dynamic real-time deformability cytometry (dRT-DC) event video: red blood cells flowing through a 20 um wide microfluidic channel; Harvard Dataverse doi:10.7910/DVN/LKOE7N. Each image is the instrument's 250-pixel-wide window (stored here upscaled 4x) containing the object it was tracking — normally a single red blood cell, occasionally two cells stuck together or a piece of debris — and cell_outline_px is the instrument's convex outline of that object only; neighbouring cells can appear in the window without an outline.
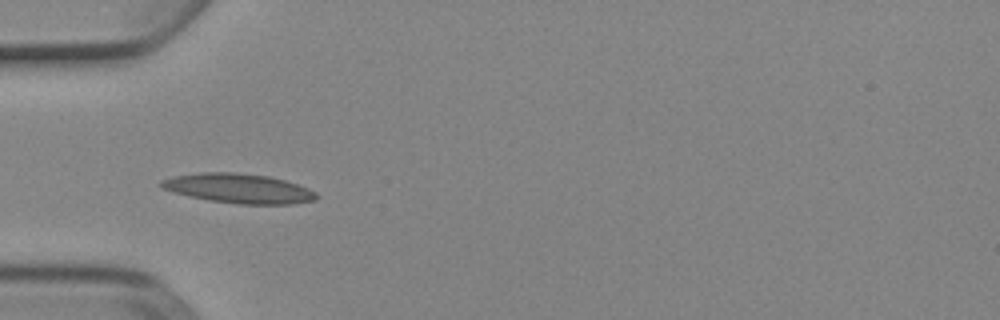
{"species": "Egyptian fruit bat (a non-hibernating species)", "species_latin": "Rousettus aegyptiacus", "temperature_condition": "cold", "stored_images_in_passage": 12, "camera_frame_rate_fps": 3000, "um_per_image_px": 0.085, "animal": {"sex": "female"}, "frame": {"image": 1, "passage_image": 3, "time_ms": 0.667, "image_size_px": [1000, 320], "cell_outline_px": [[320, 196], [316, 200], [292, 204], [240, 204], [208, 200], [188, 196], [160, 188], [156, 184], [160, 180], [172, 176], [200, 172], [236, 172], [268, 176], [284, 180], [308, 188], [316, 192]], "centroid_in_image_um": [20.24, 16.01], "position_along_channel_um": 64.8, "area_um2": 26.99}}
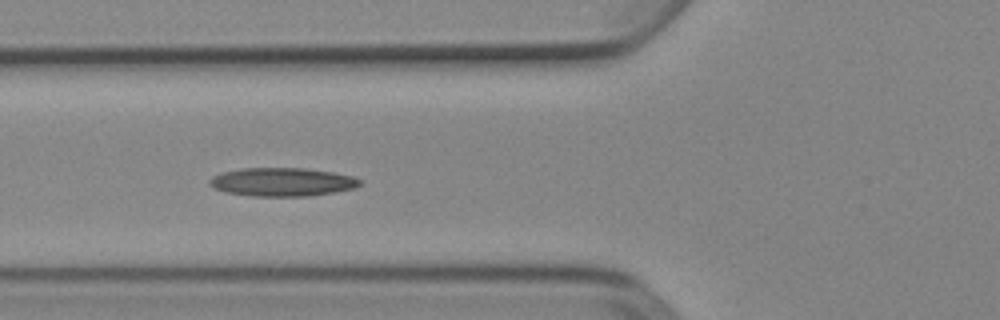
{"frame": {"image": 2, "passage_image": 6, "time_ms": 1.667, "image_size_px": [1000, 320], "cell_outline_px": [[360, 184], [356, 188], [308, 196], [252, 196], [224, 192], [208, 184], [208, 180], [212, 176], [224, 172], [244, 168], [304, 168], [332, 172], [352, 176], [360, 180]], "centroid_in_image_um": [23.96, 15.47], "position_along_channel_um": 101.8, "area_um2": 24.8}}